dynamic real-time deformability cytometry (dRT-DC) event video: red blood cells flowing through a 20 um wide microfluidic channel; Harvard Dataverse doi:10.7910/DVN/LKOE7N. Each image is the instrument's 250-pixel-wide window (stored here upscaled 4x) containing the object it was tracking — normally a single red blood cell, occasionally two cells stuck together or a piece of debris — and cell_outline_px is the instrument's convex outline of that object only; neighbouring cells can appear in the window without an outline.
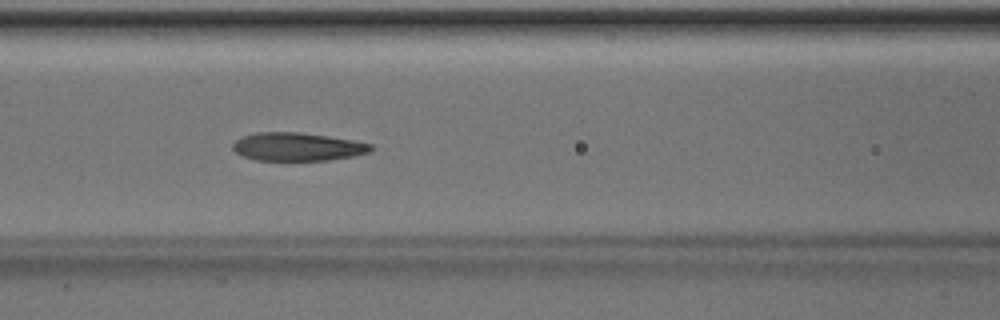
{"species": "Egyptian fruit bat (a non-hibernating species)", "species_latin": "Rousettus aegyptiacus", "temperature_condition": "room temperature", "stored_images_in_passage": 41, "camera_frame_rate_fps": 3000, "um_per_image_px": 0.085, "animal": {"sex": "male"}, "frame": {"image": 1, "passage_image": 12, "time_ms": 3.667, "image_size_px": [1000, 320], "cell_outline_px": [[376, 148], [368, 152], [352, 156], [328, 160], [256, 160], [244, 156], [236, 152], [232, 148], [232, 144], [236, 140], [244, 136], [256, 132], [296, 132], [328, 136], [372, 144]], "centroid_in_image_um": [25.28, 12.47], "position_along_channel_um": 141.3, "area_um2": 22.48}}
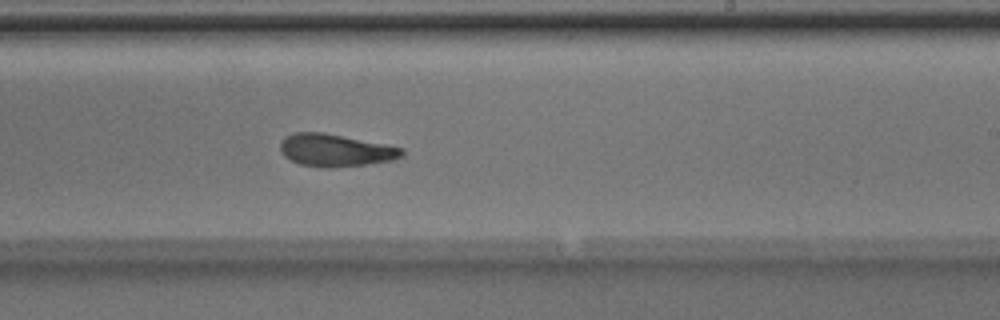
{"frame": {"image": 2, "passage_image": 21, "time_ms": 6.667, "image_size_px": [1000, 320], "cell_outline_px": [[404, 156], [392, 160], [368, 164], [332, 168], [320, 168], [300, 164], [284, 156], [280, 152], [280, 144], [284, 136], [292, 132], [320, 132], [384, 144], [404, 148]], "centroid_in_image_um": [28.49, 12.78], "position_along_channel_um": 260.5, "area_um2": 23.06}}
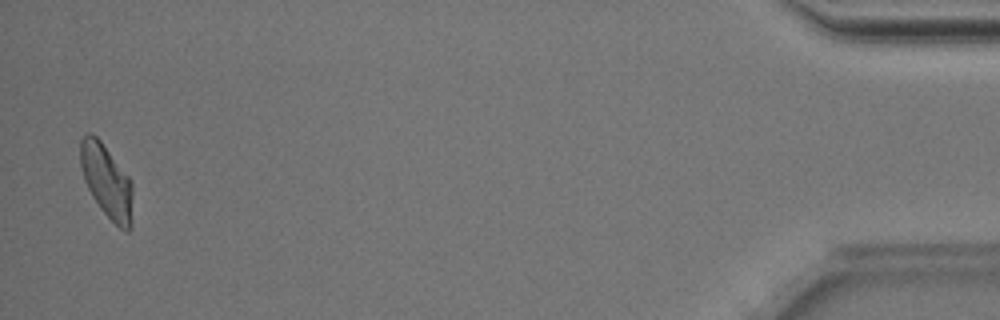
{"frame": {"image": 3, "passage_image": 40, "time_ms": 13.0, "image_size_px": [1000, 320], "cell_outline_px": [[132, 228], [128, 232], [120, 228], [100, 208], [92, 196], [84, 180], [80, 164], [80, 140], [88, 132], [92, 132], [100, 140], [132, 180]], "centroid_in_image_um": [9.08, 15.4], "position_along_channel_um": 426.1, "area_um2": 22.43}, "authors_computed_cell_mechanics": {"area_um2": 23.0622, "velocity_mm_per_s": 3.9865, "shape_relaxation_time_tau1_ms": 3.8272, "shape_relaxation_time_tau2_ms": 2.1655, "deformation_change_tau1": 0.1783, "deformation_change_tau2": 0.1047}}